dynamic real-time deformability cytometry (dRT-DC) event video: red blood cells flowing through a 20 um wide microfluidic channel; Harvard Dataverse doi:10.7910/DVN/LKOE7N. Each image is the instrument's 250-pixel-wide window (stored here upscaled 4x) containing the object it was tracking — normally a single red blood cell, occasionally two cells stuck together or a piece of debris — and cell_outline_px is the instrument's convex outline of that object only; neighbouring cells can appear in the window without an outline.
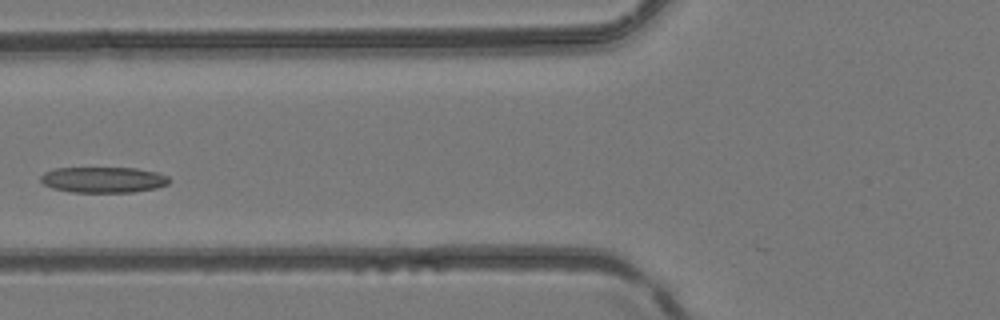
{"species": "common noctule bat (a hibernating species)", "species_latin": "Nyctalus noctula", "temperature_condition": "room temperature", "stored_images_in_passage": 4, "camera_frame_rate_fps": 3000, "um_per_image_px": 0.085, "animal": {"sex": "female", "body_mass_g": 24.6, "forearm_length_mm": 56.2}, "frame": {"image": 1, "passage_image": 4, "time_ms": 1.0, "image_size_px": [1000, 320], "cell_outline_px": [[172, 180], [168, 184], [156, 188], [132, 192], [72, 192], [52, 188], [44, 184], [40, 180], [40, 176], [44, 172], [56, 168], [136, 168], [156, 172], [168, 176]], "centroid_in_image_um": [8.79, 15.28], "position_along_channel_um": 117.0, "area_um2": 19.36}}